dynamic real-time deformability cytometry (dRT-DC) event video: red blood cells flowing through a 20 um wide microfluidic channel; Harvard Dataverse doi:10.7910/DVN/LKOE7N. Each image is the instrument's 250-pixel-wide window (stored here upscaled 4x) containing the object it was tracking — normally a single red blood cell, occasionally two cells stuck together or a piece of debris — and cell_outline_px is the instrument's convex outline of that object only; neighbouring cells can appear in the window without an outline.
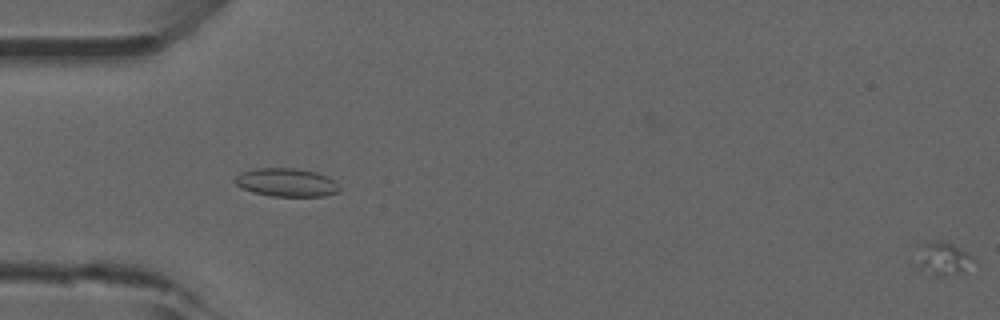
{"species": "common noctule bat (a hibernating species)", "species_latin": "Nyctalus noctula", "temperature_condition": "room temperature", "stored_images_in_passage": 16, "camera_frame_rate_fps": 3000, "um_per_image_px": 0.085, "animal": {"sex": "male", "forearm_length_mm": 52.5}, "frame": {"image": 1, "passage_image": 16, "time_ms": 5.0, "image_size_px": [1000, 320], "cell_outline_px": [[976, 260], [964, 272], [944, 276], [940, 276], [920, 268], [920, 244], [928, 240], [940, 240], [952, 244], [968, 252]], "centroid_in_image_um": [80.24, 21.95], "position_along_channel_um": 4.8, "area_um2": 10.69}}